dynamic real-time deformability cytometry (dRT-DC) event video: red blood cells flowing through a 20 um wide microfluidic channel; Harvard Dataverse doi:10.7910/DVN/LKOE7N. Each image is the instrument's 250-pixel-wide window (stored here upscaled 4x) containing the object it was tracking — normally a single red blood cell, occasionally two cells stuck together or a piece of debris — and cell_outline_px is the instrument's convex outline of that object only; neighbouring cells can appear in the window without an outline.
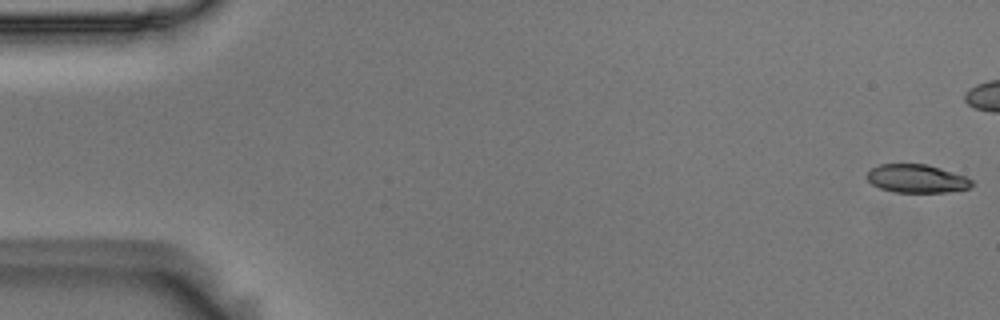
{"species": "Egyptian fruit bat (a non-hibernating species)", "species_latin": "Rousettus aegyptiacus", "temperature_condition": "room temperature", "stored_images_in_passage": 6, "camera_frame_rate_fps": 3000, "um_per_image_px": 0.085, "animal": {"sex": "male"}, "frame": {"image": 1, "passage_image": 1, "time_ms": 0.0, "image_size_px": [1000, 320], "cell_outline_px": [[976, 184], [972, 188], [948, 192], [892, 192], [880, 188], [872, 184], [868, 180], [868, 172], [872, 168], [880, 164], [924, 164], [940, 168], [964, 176], [972, 180]], "centroid_in_image_um": [77.96, 15.19], "position_along_channel_um": 7.0, "area_um2": 17.28}}
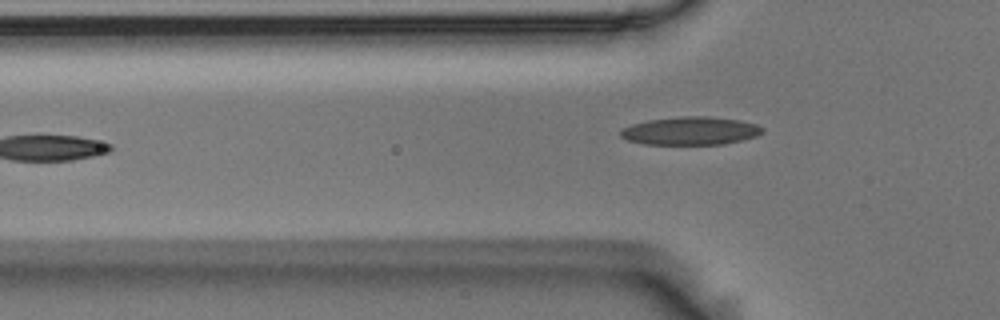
{"frame": {"image": 2, "passage_image": 6, "time_ms": 1.667, "image_size_px": [1000, 320], "cell_outline_px": [[764, 132], [756, 136], [724, 144], [644, 144], [628, 140], [620, 136], [620, 128], [632, 124], [648, 120], [684, 116], [708, 116], [740, 120], [756, 124], [764, 128]], "centroid_in_image_um": [58.69, 11.12], "position_along_channel_um": 67.1, "area_um2": 23.24}}